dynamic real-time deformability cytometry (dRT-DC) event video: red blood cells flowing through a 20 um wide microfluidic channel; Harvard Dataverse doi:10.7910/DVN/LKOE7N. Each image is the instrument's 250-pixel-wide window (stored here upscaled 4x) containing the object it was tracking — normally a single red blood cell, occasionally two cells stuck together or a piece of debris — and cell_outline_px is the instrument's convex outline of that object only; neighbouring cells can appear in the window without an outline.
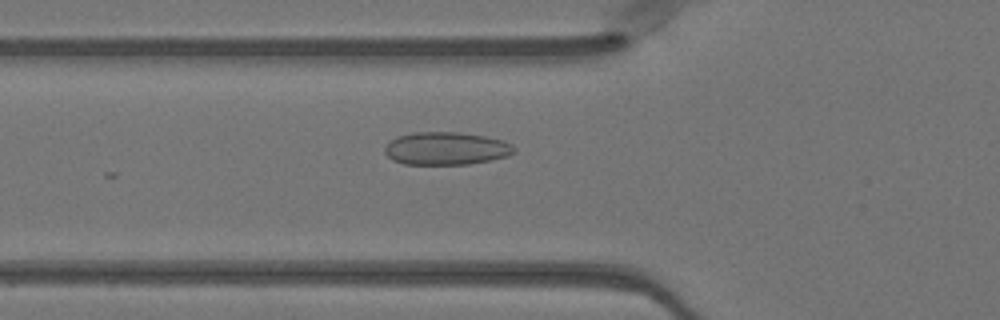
{"species": "Egyptian fruit bat (a non-hibernating species)", "species_latin": "Rousettus aegyptiacus", "temperature_condition": "warm", "stored_images_in_passage": 45, "camera_frame_rate_fps": 3000, "um_per_image_px": 0.085, "animal": {"sex": "female"}, "frame": {"image": 1, "passage_image": 18, "time_ms": 5.667, "image_size_px": [1000, 320], "cell_outline_px": [[516, 152], [508, 156], [492, 160], [468, 164], [404, 164], [392, 160], [384, 152], [384, 148], [396, 136], [412, 132], [456, 132], [484, 136], [500, 140], [512, 144], [516, 148]], "centroid_in_image_um": [37.92, 12.62], "position_along_channel_um": 87.9, "area_um2": 24.8}}
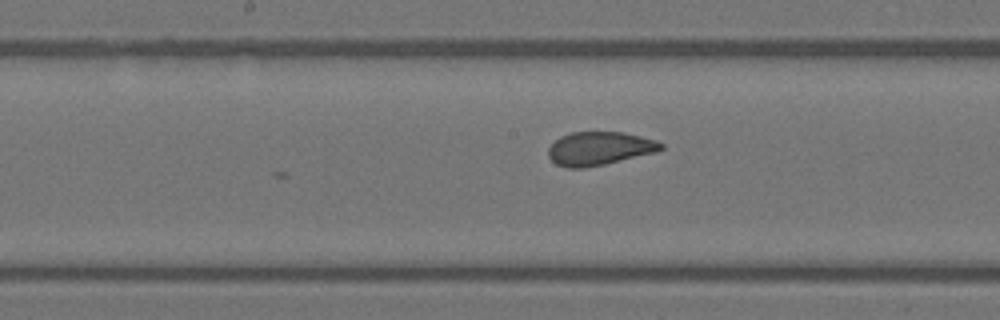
{"frame": {"image": 2, "passage_image": 26, "time_ms": 8.333, "image_size_px": [1000, 320], "cell_outline_px": [[664, 148], [656, 152], [604, 164], [584, 168], [568, 168], [556, 164], [548, 156], [548, 148], [560, 136], [572, 132], [624, 132], [656, 140], [664, 144]], "centroid_in_image_um": [50.95, 12.62], "position_along_channel_um": 197.3, "area_um2": 21.91}}
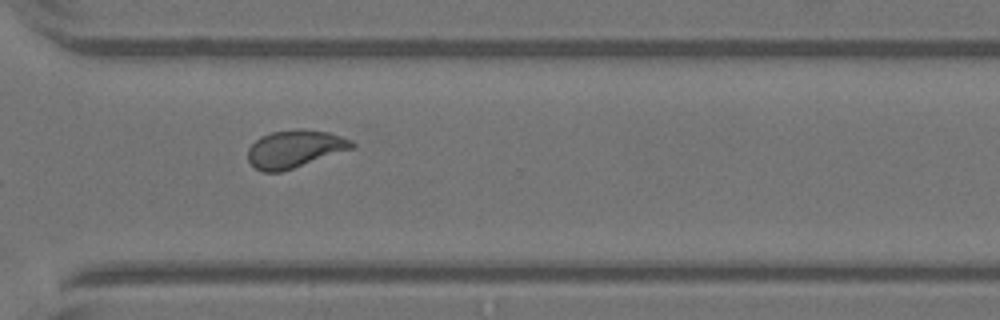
{"frame": {"image": 3, "passage_image": 37, "time_ms": 12.0, "image_size_px": [1000, 320], "cell_outline_px": [[356, 144], [352, 148], [280, 172], [264, 172], [256, 168], [248, 160], [248, 148], [260, 136], [272, 132], [328, 132], [352, 140]], "centroid_in_image_um": [25.01, 12.69], "position_along_channel_um": 345.6, "area_um2": 21.62}, "authors_computed_cell_mechanics": {"area_um2": 22.7154, "velocity_mm_per_s": 4.0677, "shape_relaxation_time_tau1_ms": null, "shape_relaxation_time_tau2_ms": 0.6222, "deformation_change_tau1": null, "deformation_change_tau2": 0.0596}}